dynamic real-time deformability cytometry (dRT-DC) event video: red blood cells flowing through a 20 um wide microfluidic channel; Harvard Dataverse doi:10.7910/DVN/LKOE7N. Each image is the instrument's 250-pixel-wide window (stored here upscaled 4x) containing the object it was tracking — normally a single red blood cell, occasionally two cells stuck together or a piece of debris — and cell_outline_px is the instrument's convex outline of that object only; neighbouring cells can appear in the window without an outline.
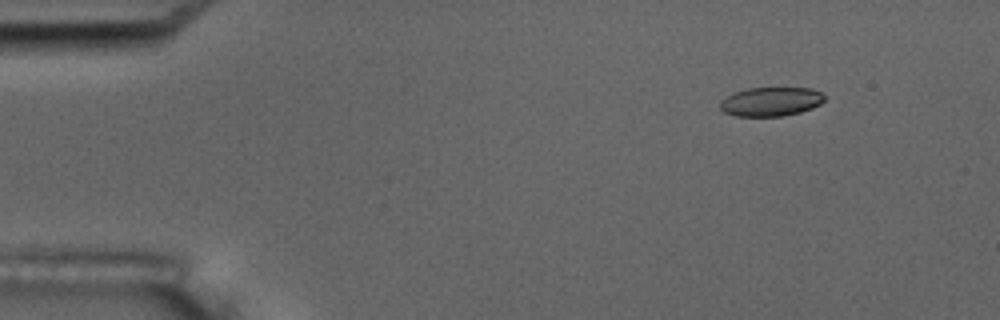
{"species": "common noctule bat (a hibernating species)", "species_latin": "Nyctalus noctula", "temperature_condition": "room temperature", "stored_images_in_passage": 6, "camera_frame_rate_fps": 3000, "um_per_image_px": 0.085, "animal": {"sex": "male", "body_mass_g": 17.5, "forearm_length_mm": 52.3}, "frame": {"image": 1, "passage_image": 2, "time_ms": 1.333, "image_size_px": [1000, 320], "cell_outline_px": [[824, 100], [820, 104], [812, 108], [800, 112], [784, 116], [736, 116], [724, 112], [720, 108], [720, 100], [736, 92], [748, 88], [812, 88], [820, 92], [824, 96]], "centroid_in_image_um": [65.53, 8.64], "position_along_channel_um": 19.5, "area_um2": 17.57}}